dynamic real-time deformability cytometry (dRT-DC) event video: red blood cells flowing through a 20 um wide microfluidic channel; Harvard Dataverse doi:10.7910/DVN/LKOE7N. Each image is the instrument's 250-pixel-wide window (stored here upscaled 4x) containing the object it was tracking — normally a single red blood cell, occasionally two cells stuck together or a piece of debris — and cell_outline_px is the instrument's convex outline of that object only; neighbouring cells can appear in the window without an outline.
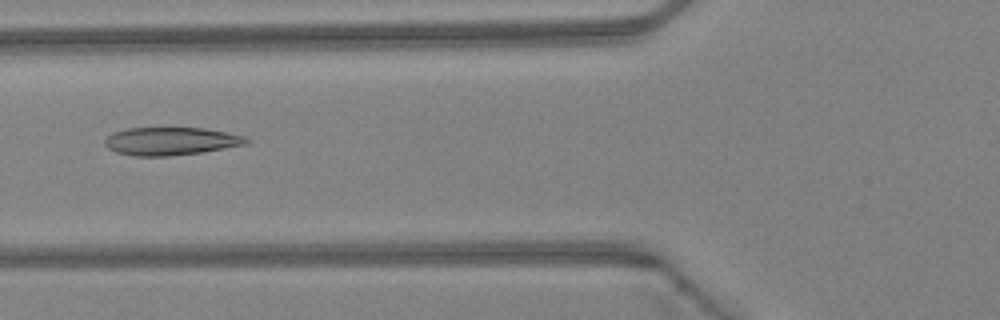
{"species": "Egyptian fruit bat (a non-hibernating species)", "species_latin": "Rousettus aegyptiacus", "temperature_condition": "warm", "stored_images_in_passage": 47, "camera_frame_rate_fps": 3000, "um_per_image_px": 0.085, "animal": {"sex": "female"}, "frame": {"image": 1, "passage_image": 18, "time_ms": 5.667, "image_size_px": [1000, 320], "cell_outline_px": [[252, 140], [248, 144], [200, 152], [168, 156], [132, 156], [116, 152], [108, 148], [104, 144], [104, 140], [112, 132], [128, 128], [204, 128], [244, 136]], "centroid_in_image_um": [14.5, 12.0], "position_along_channel_um": 111.3, "area_um2": 23.0}}
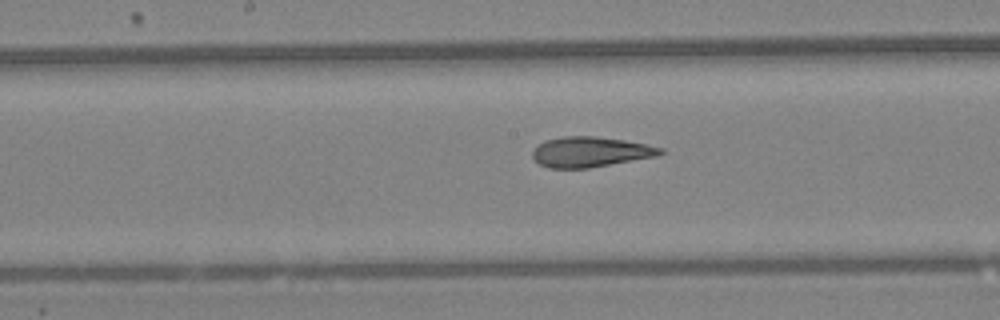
{"frame": {"image": 2, "passage_image": 24, "time_ms": 7.667, "image_size_px": [1000, 320], "cell_outline_px": [[664, 152], [660, 156], [588, 168], [548, 168], [540, 164], [532, 156], [532, 152], [544, 140], [564, 136], [596, 136], [624, 140], [664, 148]], "centroid_in_image_um": [50.21, 12.91], "position_along_channel_um": 198.0, "area_um2": 22.54}}
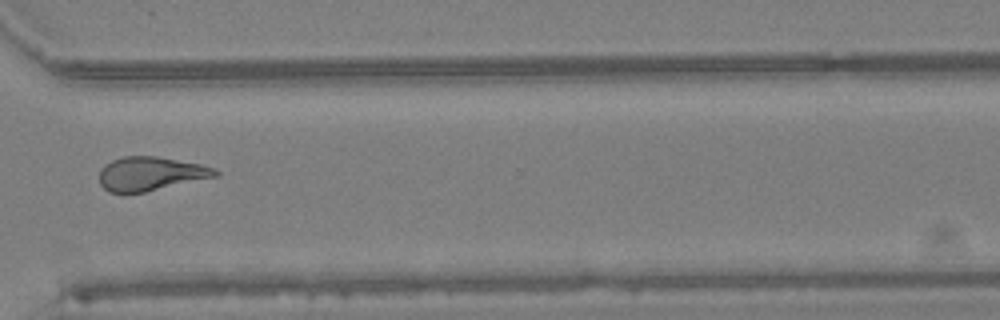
{"frame": {"image": 3, "passage_image": 35, "time_ms": 11.333, "image_size_px": [1000, 320], "cell_outline_px": [[220, 172], [216, 176], [144, 192], [108, 192], [100, 184], [100, 168], [104, 164], [112, 160], [124, 156], [156, 156], [200, 164], [216, 168]], "centroid_in_image_um": [12.78, 14.75], "position_along_channel_um": 357.8, "area_um2": 22.66}, "authors_computed_cell_mechanics": {"area_um2": 23.0044, "velocity_mm_per_s": 4.3563, "shape_relaxation_time_tau1_ms": null, "shape_relaxation_time_tau2_ms": 2.2515, "deformation_change_tau1": null, "deformation_change_tau2": 0.1077}}